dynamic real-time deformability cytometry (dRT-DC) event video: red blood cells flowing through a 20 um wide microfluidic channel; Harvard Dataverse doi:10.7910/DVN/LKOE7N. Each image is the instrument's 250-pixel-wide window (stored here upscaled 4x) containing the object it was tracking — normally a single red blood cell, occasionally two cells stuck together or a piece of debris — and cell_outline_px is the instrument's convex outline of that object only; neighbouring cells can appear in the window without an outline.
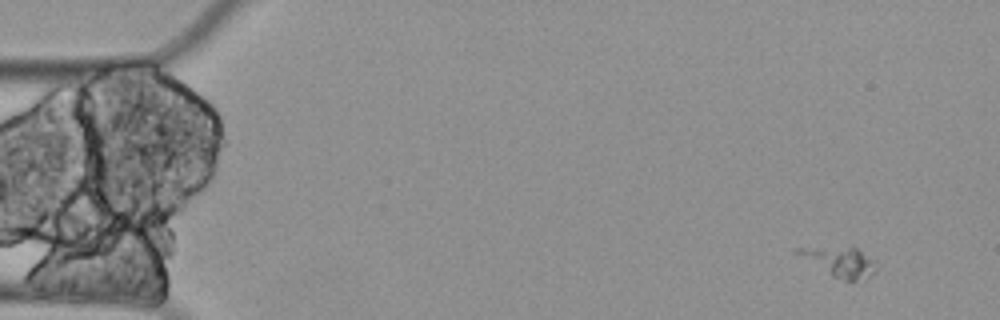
{"species": "Egyptian fruit bat (a non-hibernating species)", "species_latin": "Rousettus aegyptiacus", "temperature_condition": "cold", "stored_images_in_passage": 10, "camera_frame_rate_fps": 3000, "um_per_image_px": 0.085, "animal": {"sex": "female"}, "frame": {"image": 1, "passage_image": 1, "time_ms": 0.0, "image_size_px": [1000, 320], "cell_outline_px": [[872, 272], [868, 276], [856, 280], [844, 280], [832, 276], [796, 252], [796, 248], [856, 248], [872, 260]], "centroid_in_image_um": [71.36, 22.26], "position_along_channel_um": 13.6, "area_um2": 12.2}}